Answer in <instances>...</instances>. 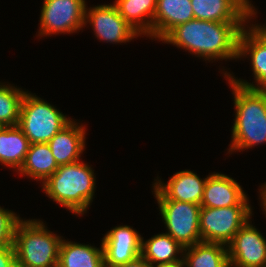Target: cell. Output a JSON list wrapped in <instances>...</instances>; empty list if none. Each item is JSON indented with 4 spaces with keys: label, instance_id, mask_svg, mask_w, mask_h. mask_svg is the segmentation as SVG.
<instances>
[{
    "label": "cell",
    "instance_id": "obj_1",
    "mask_svg": "<svg viewBox=\"0 0 266 267\" xmlns=\"http://www.w3.org/2000/svg\"><path fill=\"white\" fill-rule=\"evenodd\" d=\"M247 22L193 19L173 28L161 41L188 50L205 61L238 58V39Z\"/></svg>",
    "mask_w": 266,
    "mask_h": 267
},
{
    "label": "cell",
    "instance_id": "obj_2",
    "mask_svg": "<svg viewBox=\"0 0 266 267\" xmlns=\"http://www.w3.org/2000/svg\"><path fill=\"white\" fill-rule=\"evenodd\" d=\"M235 107L230 152L266 143V90L239 86L228 77Z\"/></svg>",
    "mask_w": 266,
    "mask_h": 267
},
{
    "label": "cell",
    "instance_id": "obj_3",
    "mask_svg": "<svg viewBox=\"0 0 266 267\" xmlns=\"http://www.w3.org/2000/svg\"><path fill=\"white\" fill-rule=\"evenodd\" d=\"M94 170L77 161L61 165L43 184V192L75 215H83L93 201L96 189Z\"/></svg>",
    "mask_w": 266,
    "mask_h": 267
},
{
    "label": "cell",
    "instance_id": "obj_4",
    "mask_svg": "<svg viewBox=\"0 0 266 267\" xmlns=\"http://www.w3.org/2000/svg\"><path fill=\"white\" fill-rule=\"evenodd\" d=\"M62 238L41 220L20 219L14 232L17 267H58Z\"/></svg>",
    "mask_w": 266,
    "mask_h": 267
},
{
    "label": "cell",
    "instance_id": "obj_5",
    "mask_svg": "<svg viewBox=\"0 0 266 267\" xmlns=\"http://www.w3.org/2000/svg\"><path fill=\"white\" fill-rule=\"evenodd\" d=\"M71 120L55 106L26 91L17 126L31 144L48 143Z\"/></svg>",
    "mask_w": 266,
    "mask_h": 267
},
{
    "label": "cell",
    "instance_id": "obj_6",
    "mask_svg": "<svg viewBox=\"0 0 266 267\" xmlns=\"http://www.w3.org/2000/svg\"><path fill=\"white\" fill-rule=\"evenodd\" d=\"M251 206L200 208L199 228L203 242L228 245L252 216Z\"/></svg>",
    "mask_w": 266,
    "mask_h": 267
},
{
    "label": "cell",
    "instance_id": "obj_7",
    "mask_svg": "<svg viewBox=\"0 0 266 267\" xmlns=\"http://www.w3.org/2000/svg\"><path fill=\"white\" fill-rule=\"evenodd\" d=\"M167 232L182 247L201 242L199 219L201 205L176 200H157Z\"/></svg>",
    "mask_w": 266,
    "mask_h": 267
},
{
    "label": "cell",
    "instance_id": "obj_8",
    "mask_svg": "<svg viewBox=\"0 0 266 267\" xmlns=\"http://www.w3.org/2000/svg\"><path fill=\"white\" fill-rule=\"evenodd\" d=\"M85 0H44L38 36L75 33L85 26Z\"/></svg>",
    "mask_w": 266,
    "mask_h": 267
},
{
    "label": "cell",
    "instance_id": "obj_9",
    "mask_svg": "<svg viewBox=\"0 0 266 267\" xmlns=\"http://www.w3.org/2000/svg\"><path fill=\"white\" fill-rule=\"evenodd\" d=\"M248 55L250 56L255 79L254 83L256 84L249 83L243 79H236L227 71L224 73L225 77L242 87L266 90V32L257 24H252L249 29L244 27L239 35L238 58H246Z\"/></svg>",
    "mask_w": 266,
    "mask_h": 267
},
{
    "label": "cell",
    "instance_id": "obj_10",
    "mask_svg": "<svg viewBox=\"0 0 266 267\" xmlns=\"http://www.w3.org/2000/svg\"><path fill=\"white\" fill-rule=\"evenodd\" d=\"M85 9V26L89 23L94 34L101 41L110 43H126L141 36L119 14L114 4H104Z\"/></svg>",
    "mask_w": 266,
    "mask_h": 267
},
{
    "label": "cell",
    "instance_id": "obj_11",
    "mask_svg": "<svg viewBox=\"0 0 266 267\" xmlns=\"http://www.w3.org/2000/svg\"><path fill=\"white\" fill-rule=\"evenodd\" d=\"M250 222L227 245L230 267H266V239Z\"/></svg>",
    "mask_w": 266,
    "mask_h": 267
},
{
    "label": "cell",
    "instance_id": "obj_12",
    "mask_svg": "<svg viewBox=\"0 0 266 267\" xmlns=\"http://www.w3.org/2000/svg\"><path fill=\"white\" fill-rule=\"evenodd\" d=\"M142 237L130 226H116L102 239L104 267H118L141 255Z\"/></svg>",
    "mask_w": 266,
    "mask_h": 267
},
{
    "label": "cell",
    "instance_id": "obj_13",
    "mask_svg": "<svg viewBox=\"0 0 266 267\" xmlns=\"http://www.w3.org/2000/svg\"><path fill=\"white\" fill-rule=\"evenodd\" d=\"M250 3L249 0H191L195 19L215 22H248L257 14Z\"/></svg>",
    "mask_w": 266,
    "mask_h": 267
},
{
    "label": "cell",
    "instance_id": "obj_14",
    "mask_svg": "<svg viewBox=\"0 0 266 267\" xmlns=\"http://www.w3.org/2000/svg\"><path fill=\"white\" fill-rule=\"evenodd\" d=\"M153 184L156 200H176L201 205L207 177L201 179L196 173L189 170L175 173L168 183L156 179Z\"/></svg>",
    "mask_w": 266,
    "mask_h": 267
},
{
    "label": "cell",
    "instance_id": "obj_15",
    "mask_svg": "<svg viewBox=\"0 0 266 267\" xmlns=\"http://www.w3.org/2000/svg\"><path fill=\"white\" fill-rule=\"evenodd\" d=\"M247 197L236 180L227 175L213 172L207 176L201 207L250 206Z\"/></svg>",
    "mask_w": 266,
    "mask_h": 267
},
{
    "label": "cell",
    "instance_id": "obj_16",
    "mask_svg": "<svg viewBox=\"0 0 266 267\" xmlns=\"http://www.w3.org/2000/svg\"><path fill=\"white\" fill-rule=\"evenodd\" d=\"M85 127L71 120L49 142L58 166L77 162L85 149Z\"/></svg>",
    "mask_w": 266,
    "mask_h": 267
},
{
    "label": "cell",
    "instance_id": "obj_17",
    "mask_svg": "<svg viewBox=\"0 0 266 267\" xmlns=\"http://www.w3.org/2000/svg\"><path fill=\"white\" fill-rule=\"evenodd\" d=\"M193 19L191 0H157L153 38L161 41L173 28Z\"/></svg>",
    "mask_w": 266,
    "mask_h": 267
},
{
    "label": "cell",
    "instance_id": "obj_18",
    "mask_svg": "<svg viewBox=\"0 0 266 267\" xmlns=\"http://www.w3.org/2000/svg\"><path fill=\"white\" fill-rule=\"evenodd\" d=\"M113 4L133 29L153 40V18L157 0H115Z\"/></svg>",
    "mask_w": 266,
    "mask_h": 267
},
{
    "label": "cell",
    "instance_id": "obj_19",
    "mask_svg": "<svg viewBox=\"0 0 266 267\" xmlns=\"http://www.w3.org/2000/svg\"><path fill=\"white\" fill-rule=\"evenodd\" d=\"M58 267H104V252L100 248L73 243L62 238L59 247Z\"/></svg>",
    "mask_w": 266,
    "mask_h": 267
},
{
    "label": "cell",
    "instance_id": "obj_20",
    "mask_svg": "<svg viewBox=\"0 0 266 267\" xmlns=\"http://www.w3.org/2000/svg\"><path fill=\"white\" fill-rule=\"evenodd\" d=\"M58 167L48 143H35L30 144L23 165L18 172L23 176H29L30 179L40 180L43 184Z\"/></svg>",
    "mask_w": 266,
    "mask_h": 267
},
{
    "label": "cell",
    "instance_id": "obj_21",
    "mask_svg": "<svg viewBox=\"0 0 266 267\" xmlns=\"http://www.w3.org/2000/svg\"><path fill=\"white\" fill-rule=\"evenodd\" d=\"M30 144L17 125L5 126L0 131V163L17 172L23 165Z\"/></svg>",
    "mask_w": 266,
    "mask_h": 267
},
{
    "label": "cell",
    "instance_id": "obj_22",
    "mask_svg": "<svg viewBox=\"0 0 266 267\" xmlns=\"http://www.w3.org/2000/svg\"><path fill=\"white\" fill-rule=\"evenodd\" d=\"M186 267H230L228 248L221 243L199 242L184 248Z\"/></svg>",
    "mask_w": 266,
    "mask_h": 267
},
{
    "label": "cell",
    "instance_id": "obj_23",
    "mask_svg": "<svg viewBox=\"0 0 266 267\" xmlns=\"http://www.w3.org/2000/svg\"><path fill=\"white\" fill-rule=\"evenodd\" d=\"M143 240L142 237L141 256L151 265L172 262L183 258L184 247L169 234L160 233L147 241ZM179 253H181L180 257H178Z\"/></svg>",
    "mask_w": 266,
    "mask_h": 267
},
{
    "label": "cell",
    "instance_id": "obj_24",
    "mask_svg": "<svg viewBox=\"0 0 266 267\" xmlns=\"http://www.w3.org/2000/svg\"><path fill=\"white\" fill-rule=\"evenodd\" d=\"M25 93L21 88L0 83V123L4 126L18 125L20 106Z\"/></svg>",
    "mask_w": 266,
    "mask_h": 267
},
{
    "label": "cell",
    "instance_id": "obj_25",
    "mask_svg": "<svg viewBox=\"0 0 266 267\" xmlns=\"http://www.w3.org/2000/svg\"><path fill=\"white\" fill-rule=\"evenodd\" d=\"M20 219L15 212L0 207V246L14 245L15 227Z\"/></svg>",
    "mask_w": 266,
    "mask_h": 267
},
{
    "label": "cell",
    "instance_id": "obj_26",
    "mask_svg": "<svg viewBox=\"0 0 266 267\" xmlns=\"http://www.w3.org/2000/svg\"><path fill=\"white\" fill-rule=\"evenodd\" d=\"M0 267H17L14 245L0 246Z\"/></svg>",
    "mask_w": 266,
    "mask_h": 267
},
{
    "label": "cell",
    "instance_id": "obj_27",
    "mask_svg": "<svg viewBox=\"0 0 266 267\" xmlns=\"http://www.w3.org/2000/svg\"><path fill=\"white\" fill-rule=\"evenodd\" d=\"M118 267H152V265L140 255L135 260L121 264Z\"/></svg>",
    "mask_w": 266,
    "mask_h": 267
},
{
    "label": "cell",
    "instance_id": "obj_28",
    "mask_svg": "<svg viewBox=\"0 0 266 267\" xmlns=\"http://www.w3.org/2000/svg\"><path fill=\"white\" fill-rule=\"evenodd\" d=\"M152 267H186V265L184 262V258H181L179 260L172 261V262L158 263V264L152 265Z\"/></svg>",
    "mask_w": 266,
    "mask_h": 267
},
{
    "label": "cell",
    "instance_id": "obj_29",
    "mask_svg": "<svg viewBox=\"0 0 266 267\" xmlns=\"http://www.w3.org/2000/svg\"><path fill=\"white\" fill-rule=\"evenodd\" d=\"M260 199H261V207L263 208L262 210L265 211L266 214V183L261 186L260 188Z\"/></svg>",
    "mask_w": 266,
    "mask_h": 267
},
{
    "label": "cell",
    "instance_id": "obj_30",
    "mask_svg": "<svg viewBox=\"0 0 266 267\" xmlns=\"http://www.w3.org/2000/svg\"><path fill=\"white\" fill-rule=\"evenodd\" d=\"M259 27H260L263 31L266 32V25L261 26V24H260Z\"/></svg>",
    "mask_w": 266,
    "mask_h": 267
},
{
    "label": "cell",
    "instance_id": "obj_31",
    "mask_svg": "<svg viewBox=\"0 0 266 267\" xmlns=\"http://www.w3.org/2000/svg\"><path fill=\"white\" fill-rule=\"evenodd\" d=\"M4 125L2 123H0V131L4 129Z\"/></svg>",
    "mask_w": 266,
    "mask_h": 267
}]
</instances>
